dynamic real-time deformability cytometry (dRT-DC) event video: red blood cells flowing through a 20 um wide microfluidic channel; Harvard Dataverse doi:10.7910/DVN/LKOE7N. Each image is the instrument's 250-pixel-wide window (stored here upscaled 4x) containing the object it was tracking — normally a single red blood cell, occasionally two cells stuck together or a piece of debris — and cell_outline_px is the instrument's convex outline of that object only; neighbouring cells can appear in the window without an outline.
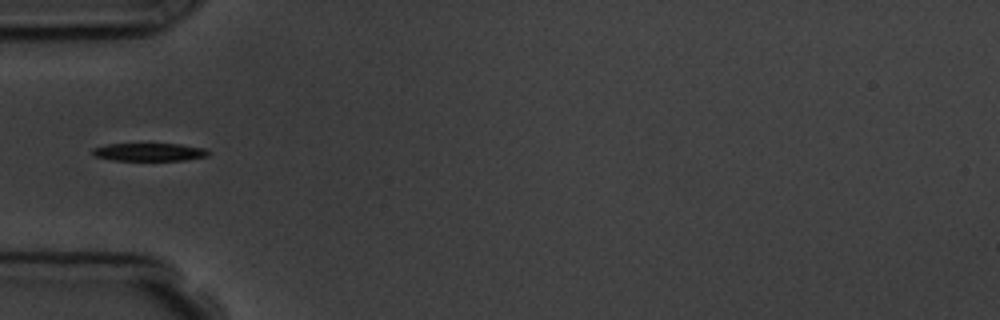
{"species": "common noctule bat (a hibernating species)", "species_latin": "Nyctalus noctula", "temperature_condition": "room temperature", "stored_images_in_passage": 4, "segment_of_instrument_passage": [2, 2], "camera_frame_rate_fps": 3000, "um_per_image_px": 0.085, "animal": {"sex": "male", "body_mass_g": 19.5, "forearm_length_mm": 54.6}, "frame": {"image": 1, "passage_image": 4, "time_ms": 4.0, "image_size_px": [1000, 320], "cell_outline_px": [[212, 152], [208, 156], [184, 160], [112, 160], [96, 156], [92, 152], [92, 148], [108, 144], [180, 144], [204, 148]], "centroid_in_image_um": [12.73, 12.92], "position_along_channel_um": 72.3, "area_um2": 12.02}}